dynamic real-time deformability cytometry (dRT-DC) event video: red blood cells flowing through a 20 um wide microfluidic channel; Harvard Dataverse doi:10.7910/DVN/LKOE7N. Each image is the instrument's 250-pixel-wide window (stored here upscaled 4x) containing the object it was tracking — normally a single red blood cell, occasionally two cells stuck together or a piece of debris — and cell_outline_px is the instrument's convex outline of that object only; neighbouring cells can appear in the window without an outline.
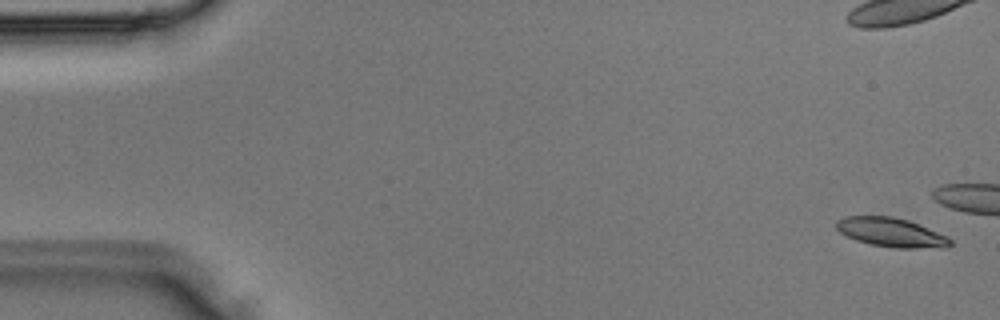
{"species": "Egyptian fruit bat (a non-hibernating species)", "species_latin": "Rousettus aegyptiacus", "temperature_condition": "room temperature", "stored_images_in_passage": 3, "camera_frame_rate_fps": 3000, "um_per_image_px": 0.085, "animal": {"sex": "male"}, "frame": {"image": 1, "passage_image": 3, "time_ms": 0.667, "image_size_px": [1000, 320], "cell_outline_px": [[952, 244], [944, 248], [896, 248], [872, 244], [856, 240], [840, 232], [836, 228], [836, 220], [844, 216], [892, 216], [908, 220], [948, 236], [952, 240]], "centroid_in_image_um": [75.77, 19.75], "position_along_channel_um": 9.2, "area_um2": 19.31}}